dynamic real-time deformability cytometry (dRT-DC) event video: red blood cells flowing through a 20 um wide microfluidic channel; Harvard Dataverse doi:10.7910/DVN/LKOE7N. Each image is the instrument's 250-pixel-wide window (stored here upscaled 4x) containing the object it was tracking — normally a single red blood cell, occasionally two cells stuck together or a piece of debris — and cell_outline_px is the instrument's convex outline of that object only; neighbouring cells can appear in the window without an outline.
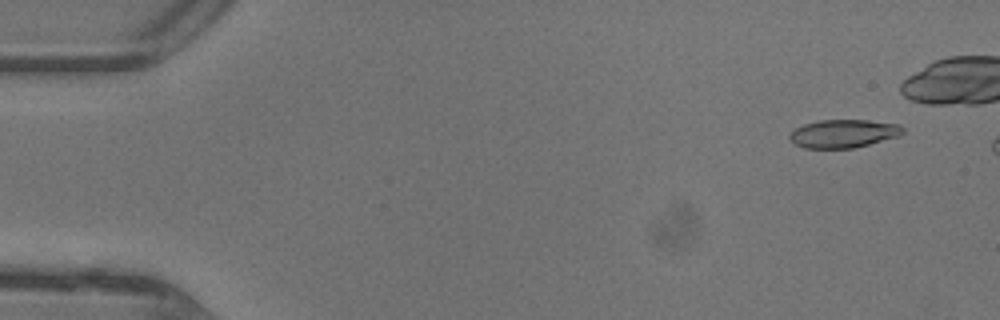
{"species": "common noctule bat (a hibernating species)", "species_latin": "Nyctalus noctula", "temperature_condition": "warm", "stored_images_in_passage": 9, "camera_frame_rate_fps": 3000, "um_per_image_px": 0.085, "animal": {"sex": "female"}, "frame": {"image": 1, "passage_image": 4, "time_ms": 1.0, "image_size_px": [1000, 320], "cell_outline_px": [[904, 132], [900, 136], [852, 148], [804, 148], [796, 144], [788, 136], [796, 128], [804, 124], [820, 120], [864, 120], [900, 124], [904, 128]], "centroid_in_image_um": [71.72, 11.35], "position_along_channel_um": 13.3, "area_um2": 18.44}}